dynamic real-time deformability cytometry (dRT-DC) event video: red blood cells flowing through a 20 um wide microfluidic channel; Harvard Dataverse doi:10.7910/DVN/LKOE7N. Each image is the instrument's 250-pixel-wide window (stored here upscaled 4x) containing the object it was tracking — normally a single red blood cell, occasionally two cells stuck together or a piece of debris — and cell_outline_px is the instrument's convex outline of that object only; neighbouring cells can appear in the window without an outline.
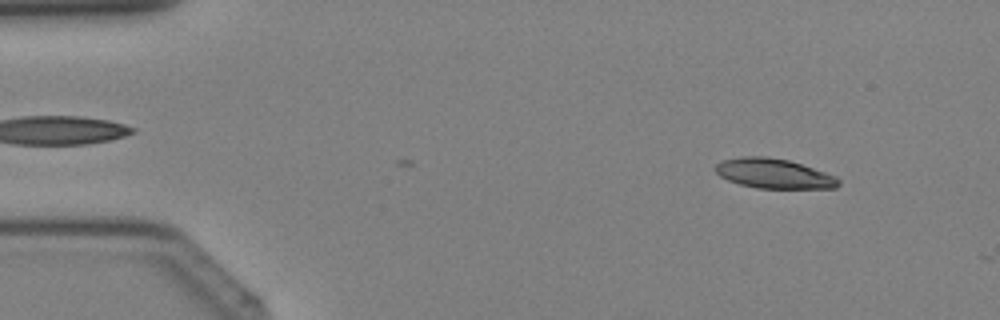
{"species": "Egyptian fruit bat (a non-hibernating species)", "species_latin": "Rousettus aegyptiacus", "temperature_condition": "cold", "stored_images_in_passage": 4, "camera_frame_rate_fps": 3000, "um_per_image_px": 0.085, "animal": {"sex": "female"}, "frame": {"image": 1, "passage_image": 4, "time_ms": 1.0, "image_size_px": [1000, 320], "cell_outline_px": [[840, 184], [836, 188], [756, 188], [740, 184], [728, 180], [720, 176], [716, 172], [716, 164], [724, 160], [740, 156], [768, 156], [788, 160], [836, 176], [840, 180]], "centroid_in_image_um": [65.78, 14.75], "position_along_channel_um": 19.2, "area_um2": 21.21}}